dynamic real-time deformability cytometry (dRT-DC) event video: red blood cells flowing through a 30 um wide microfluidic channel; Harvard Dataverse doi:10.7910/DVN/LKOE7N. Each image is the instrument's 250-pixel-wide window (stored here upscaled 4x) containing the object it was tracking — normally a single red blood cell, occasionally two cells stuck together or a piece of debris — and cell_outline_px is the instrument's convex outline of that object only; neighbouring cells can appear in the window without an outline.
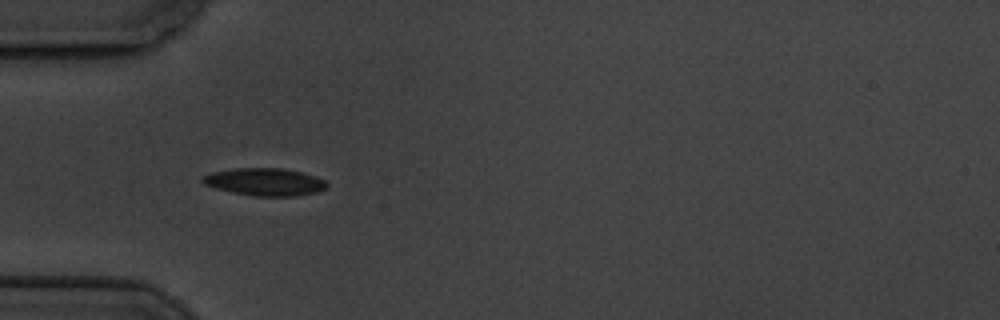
{"species": "common noctule bat (a hibernating species)", "species_latin": "Nyctalus noctula", "temperature_condition": "cold", "stored_images_in_passage": 1, "camera_frame_rate_fps": 3000, "um_per_image_px": 0.085, "animal": {"sex": "male", "body_mass_g": 19.5, "forearm_length_mm": 54.6}, "frame": {"image": 1, "passage_image": 1, "time_ms": 0.0, "image_size_px": [1000, 320], "cell_outline_px": [[328, 184], [324, 188], [316, 192], [296, 196], [252, 196], [232, 192], [216, 188], [204, 184], [200, 180], [204, 176], [212, 172], [236, 168], [284, 168], [316, 176], [324, 180]], "centroid_in_image_um": [22.5, 15.46], "position_along_channel_um": 62.5, "area_um2": 19.83}}